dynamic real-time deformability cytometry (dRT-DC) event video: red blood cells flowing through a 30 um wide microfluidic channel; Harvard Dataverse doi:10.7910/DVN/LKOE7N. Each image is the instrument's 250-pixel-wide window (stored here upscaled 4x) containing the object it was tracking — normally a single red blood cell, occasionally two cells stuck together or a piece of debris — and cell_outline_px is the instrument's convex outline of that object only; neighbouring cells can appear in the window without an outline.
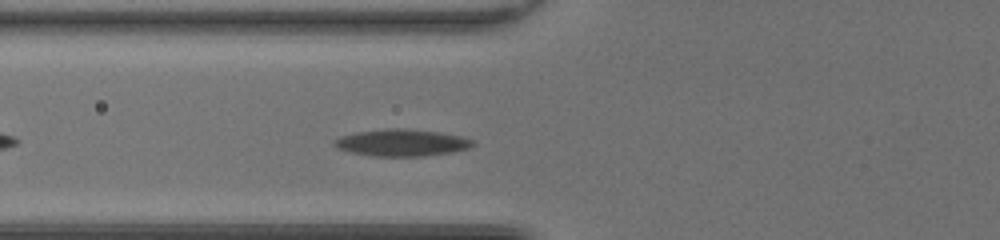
{"species": "common noctule bat (a hibernating species)", "species_latin": "Nyctalus noctula", "temperature_condition": "room temperature", "stored_images_in_passage": 38, "segment_of_instrument_passage": [1, 2], "camera_frame_rate_fps": 3000, "um_per_image_px": 0.085, "animal": {"sex": "female", "body_mass_g": 20.0, "forearm_length_mm": 54.0}, "frame": {"image": 1, "passage_image": 5, "time_ms": 1.333, "image_size_px": [1000, 240], "cell_outline_px": [[476, 144], [468, 148], [448, 152], [424, 156], [376, 156], [352, 152], [340, 148], [332, 144], [332, 140], [356, 132], [388, 128], [400, 128], [436, 132], [460, 136], [472, 140]], "centroid_in_image_um": [34.13, 12.12], "position_along_channel_um": 91.7, "area_um2": 21.21}}
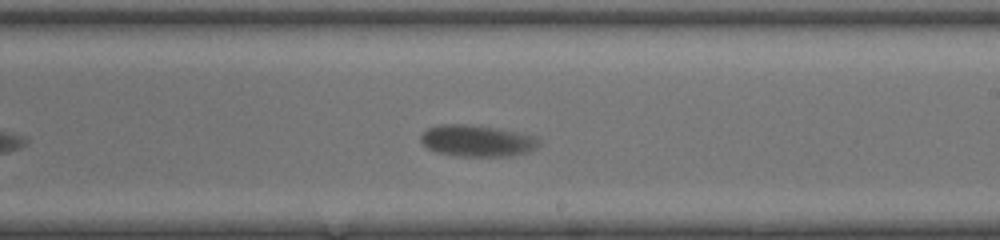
{"frame": {"image": 2, "passage_image": 17, "time_ms": 5.333, "image_size_px": [1000, 240], "cell_outline_px": [[536, 144], [532, 148], [524, 152], [508, 156], [460, 156], [440, 152], [428, 148], [420, 140], [420, 136], [428, 128], [440, 124], [464, 124], [492, 128], [528, 136], [536, 140]], "centroid_in_image_um": [40.39, 11.97], "position_along_channel_um": 248.6, "area_um2": 20.52}}
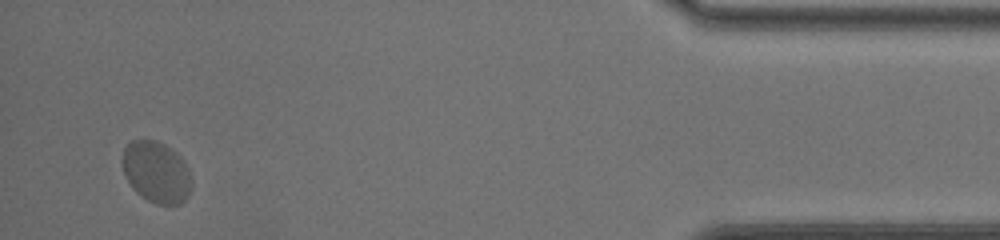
{"frame": {"image": 3, "passage_image": 35, "time_ms": 11.333, "image_size_px": [1000, 240], "cell_outline_px": [[188, 196], [180, 204], [156, 204], [148, 200], [136, 192], [128, 180], [124, 172], [124, 148], [132, 140], [156, 140], [164, 144], [176, 152], [184, 164], [188, 172]], "centroid_in_image_um": [13.26, 14.62], "position_along_channel_um": 421.9, "area_um2": 23.81}}